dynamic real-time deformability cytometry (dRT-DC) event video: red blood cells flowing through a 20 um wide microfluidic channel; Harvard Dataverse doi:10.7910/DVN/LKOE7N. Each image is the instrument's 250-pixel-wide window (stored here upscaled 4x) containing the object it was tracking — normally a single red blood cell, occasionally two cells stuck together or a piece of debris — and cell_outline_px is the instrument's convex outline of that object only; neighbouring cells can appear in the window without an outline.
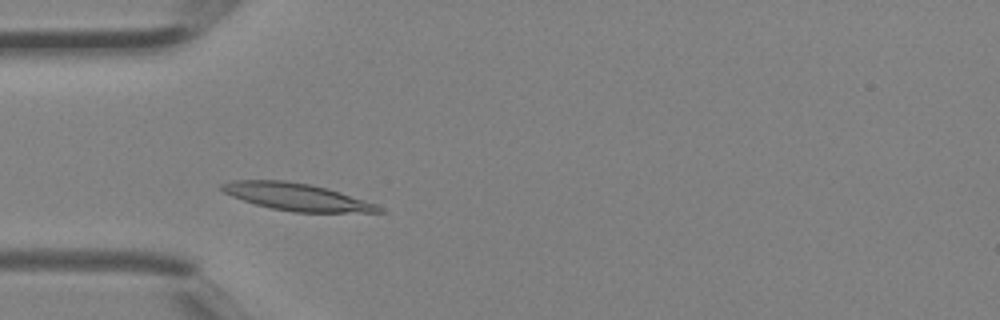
{"species": "Egyptian fruit bat (a non-hibernating species)", "species_latin": "Rousettus aegyptiacus", "temperature_condition": "room temperature", "stored_images_in_passage": 3, "camera_frame_rate_fps": 3000, "um_per_image_px": 0.085, "animal": {"sex": "female"}, "frame": {"image": 1, "passage_image": 2, "time_ms": 0.333, "image_size_px": [1000, 320], "cell_outline_px": [[388, 212], [292, 212], [272, 208], [256, 204], [232, 196], [224, 192], [220, 188], [220, 184], [232, 180], [284, 180], [308, 184], [328, 188], [376, 204], [384, 208]], "centroid_in_image_um": [25.23, 16.73], "position_along_channel_um": 59.8, "area_um2": 24.8}}
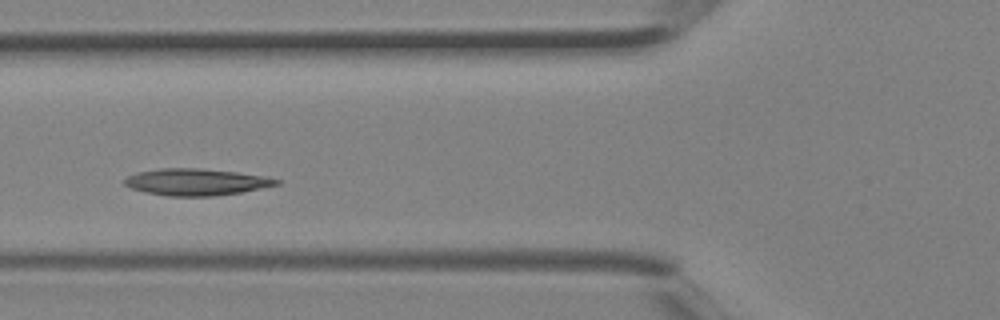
{"frame": {"image": 2, "passage_image": 3, "time_ms": 0.667, "image_size_px": [1000, 320], "cell_outline_px": [[280, 184], [240, 192], [212, 196], [168, 196], [144, 192], [132, 188], [124, 184], [124, 180], [128, 176], [136, 172], [160, 168], [200, 168], [236, 172], [268, 176], [280, 180]], "centroid_in_image_um": [16.67, 15.46], "position_along_channel_um": 109.1, "area_um2": 23.64}}